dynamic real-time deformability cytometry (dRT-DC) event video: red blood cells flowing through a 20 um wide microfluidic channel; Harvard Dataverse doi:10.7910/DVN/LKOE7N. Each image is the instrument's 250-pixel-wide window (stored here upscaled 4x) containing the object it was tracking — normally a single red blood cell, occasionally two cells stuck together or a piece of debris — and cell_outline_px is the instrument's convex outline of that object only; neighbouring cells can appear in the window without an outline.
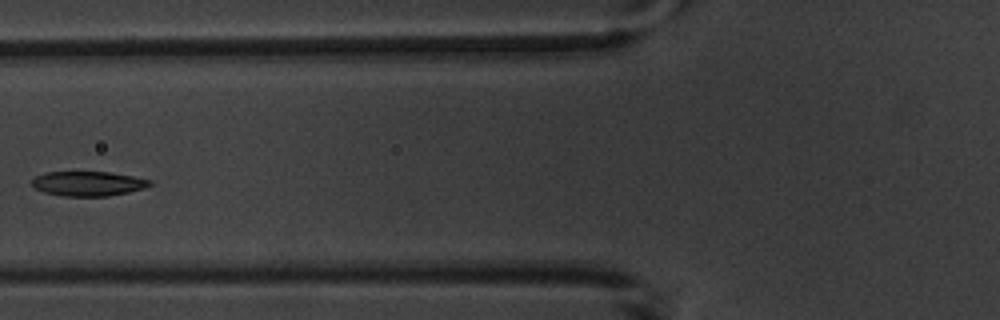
{"species": "common noctule bat (a hibernating species)", "species_latin": "Nyctalus noctula", "temperature_condition": "warm", "stored_images_in_passage": 6, "camera_frame_rate_fps": 3000, "um_per_image_px": 0.085, "animal": {"sex": "male", "body_mass_g": 20.1, "forearm_length_mm": 53.5}, "frame": {"image": 1, "passage_image": 5, "time_ms": 5.667, "image_size_px": [1000, 320], "cell_outline_px": [[152, 184], [144, 188], [128, 192], [108, 196], [64, 196], [44, 192], [36, 188], [32, 184], [32, 180], [36, 176], [48, 172], [112, 172], [152, 180]], "centroid_in_image_um": [7.52, 15.6], "position_along_channel_um": 118.3, "area_um2": 16.82}}
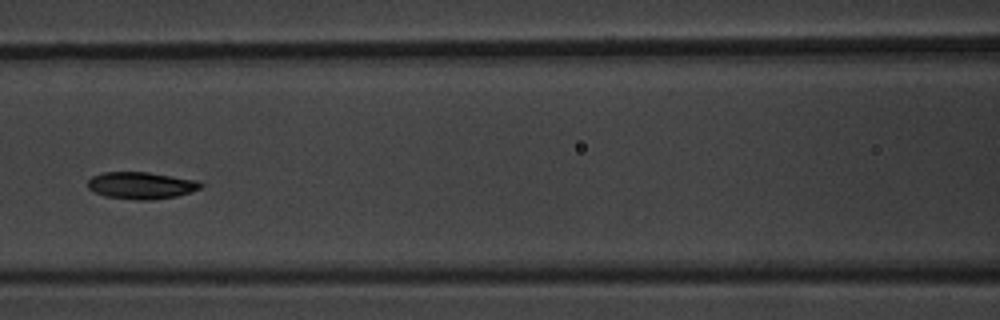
{"frame": {"image": 2, "passage_image": 6, "time_ms": 6.667, "image_size_px": [1000, 320], "cell_outline_px": [[204, 184], [200, 188], [192, 192], [176, 196], [148, 200], [136, 200], [104, 196], [88, 188], [88, 180], [92, 176], [104, 172], [148, 172], [196, 180]], "centroid_in_image_um": [12.0, 15.76], "position_along_channel_um": 154.6, "area_um2": 17.69}}